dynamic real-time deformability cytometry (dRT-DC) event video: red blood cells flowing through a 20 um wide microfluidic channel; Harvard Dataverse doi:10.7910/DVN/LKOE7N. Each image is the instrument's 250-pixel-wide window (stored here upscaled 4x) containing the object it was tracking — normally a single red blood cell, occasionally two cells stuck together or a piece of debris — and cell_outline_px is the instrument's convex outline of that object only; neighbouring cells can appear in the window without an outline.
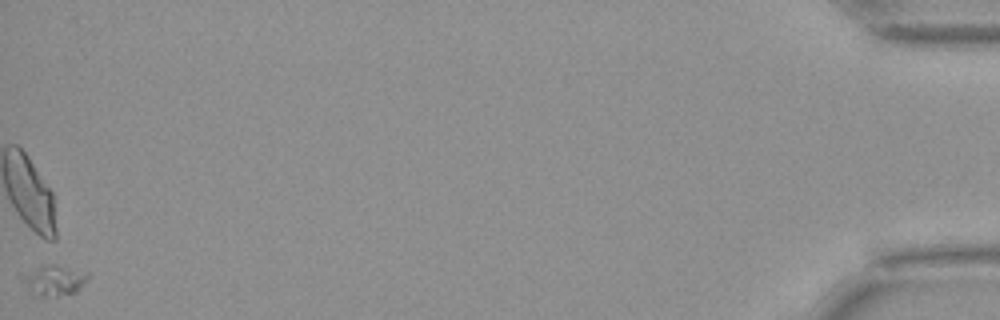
{"species": "Egyptian fruit bat (a non-hibernating species)", "species_latin": "Rousettus aegyptiacus", "temperature_condition": "warm", "stored_images_in_passage": 48, "camera_frame_rate_fps": 3000, "um_per_image_px": 0.085, "animal": {"sex": "female"}, "frame": {"image": 1, "passage_image": 48, "time_ms": 15.667, "image_size_px": [1000, 320], "cell_outline_px": [[88, 280], [76, 292], [56, 296], [40, 296], [32, 292], [28, 284], [28, 276], [36, 268], [52, 264], [88, 272]], "centroid_in_image_um": [4.78, 23.84], "position_along_channel_um": 430.4, "area_um2": 10.64}}